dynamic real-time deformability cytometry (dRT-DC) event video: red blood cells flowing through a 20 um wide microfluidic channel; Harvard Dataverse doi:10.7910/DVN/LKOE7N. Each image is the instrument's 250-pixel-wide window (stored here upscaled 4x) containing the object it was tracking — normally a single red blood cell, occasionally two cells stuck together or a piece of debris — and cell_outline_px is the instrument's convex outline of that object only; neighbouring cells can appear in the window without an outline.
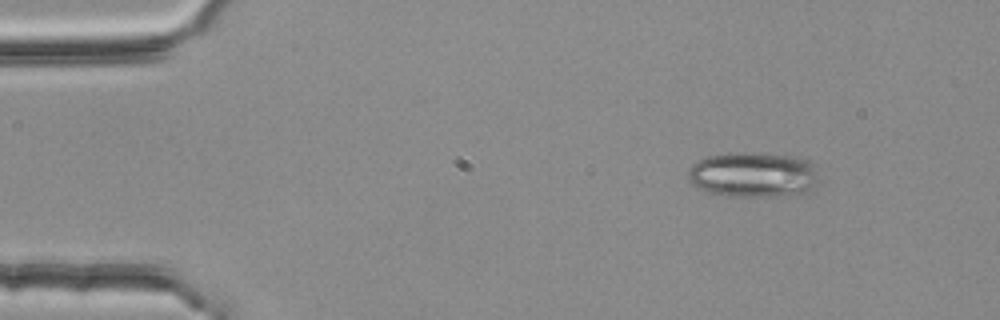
{"species": "common noctule bat (a hibernating species)", "species_latin": "Nyctalus noctula", "temperature_condition": "room temperature", "stored_images_in_passage": 6, "camera_frame_rate_fps": 3000, "um_per_image_px": 0.085, "animal": {"sex": "female", "body_mass_g": 25.1}, "frame": {"image": 1, "passage_image": 2, "time_ms": 0.333, "image_size_px": [1000, 320], "cell_outline_px": [[820, 180], [816, 184], [804, 192], [776, 196], [724, 196], [700, 188], [688, 180], [688, 172], [692, 164], [696, 160], [708, 156], [736, 152], [744, 152], [800, 156], [808, 160], [812, 164]], "centroid_in_image_um": [64.03, 14.83], "position_along_channel_um": 21.0, "area_um2": 34.45}}